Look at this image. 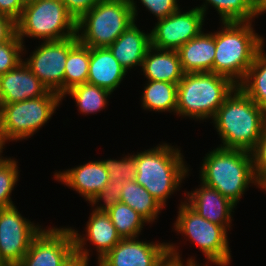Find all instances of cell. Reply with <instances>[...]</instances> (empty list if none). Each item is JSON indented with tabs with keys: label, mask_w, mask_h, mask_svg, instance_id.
<instances>
[{
	"label": "cell",
	"mask_w": 266,
	"mask_h": 266,
	"mask_svg": "<svg viewBox=\"0 0 266 266\" xmlns=\"http://www.w3.org/2000/svg\"><path fill=\"white\" fill-rule=\"evenodd\" d=\"M212 120L223 143L221 148L251 152L266 125V111L237 86Z\"/></svg>",
	"instance_id": "cell-1"
},
{
	"label": "cell",
	"mask_w": 266,
	"mask_h": 266,
	"mask_svg": "<svg viewBox=\"0 0 266 266\" xmlns=\"http://www.w3.org/2000/svg\"><path fill=\"white\" fill-rule=\"evenodd\" d=\"M222 23V30L215 32L213 73L229 78L238 86L264 47V41L254 33L252 21Z\"/></svg>",
	"instance_id": "cell-2"
},
{
	"label": "cell",
	"mask_w": 266,
	"mask_h": 266,
	"mask_svg": "<svg viewBox=\"0 0 266 266\" xmlns=\"http://www.w3.org/2000/svg\"><path fill=\"white\" fill-rule=\"evenodd\" d=\"M201 182L219 191L237 205L249 184L259 187L253 170L251 152L240 149L218 148L203 159Z\"/></svg>",
	"instance_id": "cell-3"
},
{
	"label": "cell",
	"mask_w": 266,
	"mask_h": 266,
	"mask_svg": "<svg viewBox=\"0 0 266 266\" xmlns=\"http://www.w3.org/2000/svg\"><path fill=\"white\" fill-rule=\"evenodd\" d=\"M136 158L135 182L143 186L164 208L167 198L188 176V167L178 148L163 143L141 151Z\"/></svg>",
	"instance_id": "cell-4"
},
{
	"label": "cell",
	"mask_w": 266,
	"mask_h": 266,
	"mask_svg": "<svg viewBox=\"0 0 266 266\" xmlns=\"http://www.w3.org/2000/svg\"><path fill=\"white\" fill-rule=\"evenodd\" d=\"M236 87L229 78L216 73H184L177 84L176 114L197 120L213 118Z\"/></svg>",
	"instance_id": "cell-5"
},
{
	"label": "cell",
	"mask_w": 266,
	"mask_h": 266,
	"mask_svg": "<svg viewBox=\"0 0 266 266\" xmlns=\"http://www.w3.org/2000/svg\"><path fill=\"white\" fill-rule=\"evenodd\" d=\"M137 15L134 0H101L76 22V36L90 48L109 47Z\"/></svg>",
	"instance_id": "cell-6"
},
{
	"label": "cell",
	"mask_w": 266,
	"mask_h": 266,
	"mask_svg": "<svg viewBox=\"0 0 266 266\" xmlns=\"http://www.w3.org/2000/svg\"><path fill=\"white\" fill-rule=\"evenodd\" d=\"M17 36L57 41L76 36V20L61 0H27L16 21Z\"/></svg>",
	"instance_id": "cell-7"
},
{
	"label": "cell",
	"mask_w": 266,
	"mask_h": 266,
	"mask_svg": "<svg viewBox=\"0 0 266 266\" xmlns=\"http://www.w3.org/2000/svg\"><path fill=\"white\" fill-rule=\"evenodd\" d=\"M62 99L58 93L48 91L42 97L0 104V129L7 140H22L33 136L51 119Z\"/></svg>",
	"instance_id": "cell-8"
},
{
	"label": "cell",
	"mask_w": 266,
	"mask_h": 266,
	"mask_svg": "<svg viewBox=\"0 0 266 266\" xmlns=\"http://www.w3.org/2000/svg\"><path fill=\"white\" fill-rule=\"evenodd\" d=\"M178 213L175 231L188 236L211 263L228 266L231 260L228 229L201 217L185 200L181 202Z\"/></svg>",
	"instance_id": "cell-9"
},
{
	"label": "cell",
	"mask_w": 266,
	"mask_h": 266,
	"mask_svg": "<svg viewBox=\"0 0 266 266\" xmlns=\"http://www.w3.org/2000/svg\"><path fill=\"white\" fill-rule=\"evenodd\" d=\"M41 230L16 206L0 208V266H17Z\"/></svg>",
	"instance_id": "cell-10"
},
{
	"label": "cell",
	"mask_w": 266,
	"mask_h": 266,
	"mask_svg": "<svg viewBox=\"0 0 266 266\" xmlns=\"http://www.w3.org/2000/svg\"><path fill=\"white\" fill-rule=\"evenodd\" d=\"M76 262L70 228L41 230L17 266H72Z\"/></svg>",
	"instance_id": "cell-11"
},
{
	"label": "cell",
	"mask_w": 266,
	"mask_h": 266,
	"mask_svg": "<svg viewBox=\"0 0 266 266\" xmlns=\"http://www.w3.org/2000/svg\"><path fill=\"white\" fill-rule=\"evenodd\" d=\"M77 42V36L57 41H44L24 63L49 91L63 96L67 56Z\"/></svg>",
	"instance_id": "cell-12"
},
{
	"label": "cell",
	"mask_w": 266,
	"mask_h": 266,
	"mask_svg": "<svg viewBox=\"0 0 266 266\" xmlns=\"http://www.w3.org/2000/svg\"><path fill=\"white\" fill-rule=\"evenodd\" d=\"M204 14L197 7L182 12L180 8L159 19L150 32L151 46L160 50H178L202 32Z\"/></svg>",
	"instance_id": "cell-13"
},
{
	"label": "cell",
	"mask_w": 266,
	"mask_h": 266,
	"mask_svg": "<svg viewBox=\"0 0 266 266\" xmlns=\"http://www.w3.org/2000/svg\"><path fill=\"white\" fill-rule=\"evenodd\" d=\"M137 239H121L98 261V266H156L168 253V243H146Z\"/></svg>",
	"instance_id": "cell-14"
},
{
	"label": "cell",
	"mask_w": 266,
	"mask_h": 266,
	"mask_svg": "<svg viewBox=\"0 0 266 266\" xmlns=\"http://www.w3.org/2000/svg\"><path fill=\"white\" fill-rule=\"evenodd\" d=\"M86 226L87 234L85 237L79 235L75 229L70 228L74 237L76 261L89 263L88 257L90 254L84 248L87 240L96 246V250L99 253L98 261L121 241V237L118 235L116 227L107 212L93 210Z\"/></svg>",
	"instance_id": "cell-15"
},
{
	"label": "cell",
	"mask_w": 266,
	"mask_h": 266,
	"mask_svg": "<svg viewBox=\"0 0 266 266\" xmlns=\"http://www.w3.org/2000/svg\"><path fill=\"white\" fill-rule=\"evenodd\" d=\"M48 91L24 61L0 75V104L42 97Z\"/></svg>",
	"instance_id": "cell-16"
},
{
	"label": "cell",
	"mask_w": 266,
	"mask_h": 266,
	"mask_svg": "<svg viewBox=\"0 0 266 266\" xmlns=\"http://www.w3.org/2000/svg\"><path fill=\"white\" fill-rule=\"evenodd\" d=\"M54 176L56 180L73 188L89 202L110 181L108 172L101 161H89V163L76 168L74 167L64 172H56Z\"/></svg>",
	"instance_id": "cell-17"
},
{
	"label": "cell",
	"mask_w": 266,
	"mask_h": 266,
	"mask_svg": "<svg viewBox=\"0 0 266 266\" xmlns=\"http://www.w3.org/2000/svg\"><path fill=\"white\" fill-rule=\"evenodd\" d=\"M200 186L199 189L187 193L188 198L185 202L204 219L227 229L230 228L231 212L236 205L216 189L202 182Z\"/></svg>",
	"instance_id": "cell-18"
},
{
	"label": "cell",
	"mask_w": 266,
	"mask_h": 266,
	"mask_svg": "<svg viewBox=\"0 0 266 266\" xmlns=\"http://www.w3.org/2000/svg\"><path fill=\"white\" fill-rule=\"evenodd\" d=\"M150 47V33L141 31L134 22L108 48L127 71L134 66H142Z\"/></svg>",
	"instance_id": "cell-19"
},
{
	"label": "cell",
	"mask_w": 266,
	"mask_h": 266,
	"mask_svg": "<svg viewBox=\"0 0 266 266\" xmlns=\"http://www.w3.org/2000/svg\"><path fill=\"white\" fill-rule=\"evenodd\" d=\"M215 33L201 32L183 44L177 51L184 73H213Z\"/></svg>",
	"instance_id": "cell-20"
},
{
	"label": "cell",
	"mask_w": 266,
	"mask_h": 266,
	"mask_svg": "<svg viewBox=\"0 0 266 266\" xmlns=\"http://www.w3.org/2000/svg\"><path fill=\"white\" fill-rule=\"evenodd\" d=\"M108 47L90 48V63L87 83L113 92L126 75Z\"/></svg>",
	"instance_id": "cell-21"
},
{
	"label": "cell",
	"mask_w": 266,
	"mask_h": 266,
	"mask_svg": "<svg viewBox=\"0 0 266 266\" xmlns=\"http://www.w3.org/2000/svg\"><path fill=\"white\" fill-rule=\"evenodd\" d=\"M141 71L148 80L175 84L184 75L177 50H160L152 46L147 50Z\"/></svg>",
	"instance_id": "cell-22"
},
{
	"label": "cell",
	"mask_w": 266,
	"mask_h": 266,
	"mask_svg": "<svg viewBox=\"0 0 266 266\" xmlns=\"http://www.w3.org/2000/svg\"><path fill=\"white\" fill-rule=\"evenodd\" d=\"M120 202L141 215L148 223L153 222L162 210L161 204L135 180L124 181Z\"/></svg>",
	"instance_id": "cell-23"
},
{
	"label": "cell",
	"mask_w": 266,
	"mask_h": 266,
	"mask_svg": "<svg viewBox=\"0 0 266 266\" xmlns=\"http://www.w3.org/2000/svg\"><path fill=\"white\" fill-rule=\"evenodd\" d=\"M147 82L141 99L143 109L176 113L177 84L151 80Z\"/></svg>",
	"instance_id": "cell-24"
},
{
	"label": "cell",
	"mask_w": 266,
	"mask_h": 266,
	"mask_svg": "<svg viewBox=\"0 0 266 266\" xmlns=\"http://www.w3.org/2000/svg\"><path fill=\"white\" fill-rule=\"evenodd\" d=\"M238 87L266 111V54L262 48Z\"/></svg>",
	"instance_id": "cell-25"
},
{
	"label": "cell",
	"mask_w": 266,
	"mask_h": 266,
	"mask_svg": "<svg viewBox=\"0 0 266 266\" xmlns=\"http://www.w3.org/2000/svg\"><path fill=\"white\" fill-rule=\"evenodd\" d=\"M90 47L79 41L69 50L64 71V93L70 88L87 83Z\"/></svg>",
	"instance_id": "cell-26"
},
{
	"label": "cell",
	"mask_w": 266,
	"mask_h": 266,
	"mask_svg": "<svg viewBox=\"0 0 266 266\" xmlns=\"http://www.w3.org/2000/svg\"><path fill=\"white\" fill-rule=\"evenodd\" d=\"M68 94L74 98L82 114H93L107 106V97L112 93L96 85L83 83L70 88L62 98Z\"/></svg>",
	"instance_id": "cell-27"
},
{
	"label": "cell",
	"mask_w": 266,
	"mask_h": 266,
	"mask_svg": "<svg viewBox=\"0 0 266 266\" xmlns=\"http://www.w3.org/2000/svg\"><path fill=\"white\" fill-rule=\"evenodd\" d=\"M107 213L121 239L138 237L144 223H148L135 210L122 202L116 203Z\"/></svg>",
	"instance_id": "cell-28"
},
{
	"label": "cell",
	"mask_w": 266,
	"mask_h": 266,
	"mask_svg": "<svg viewBox=\"0 0 266 266\" xmlns=\"http://www.w3.org/2000/svg\"><path fill=\"white\" fill-rule=\"evenodd\" d=\"M205 3L197 8L205 16L206 6L211 5L217 10L222 22L253 21L259 15L249 0H206Z\"/></svg>",
	"instance_id": "cell-29"
},
{
	"label": "cell",
	"mask_w": 266,
	"mask_h": 266,
	"mask_svg": "<svg viewBox=\"0 0 266 266\" xmlns=\"http://www.w3.org/2000/svg\"><path fill=\"white\" fill-rule=\"evenodd\" d=\"M17 162L11 158L0 163V208L13 206L11 192L18 181Z\"/></svg>",
	"instance_id": "cell-30"
},
{
	"label": "cell",
	"mask_w": 266,
	"mask_h": 266,
	"mask_svg": "<svg viewBox=\"0 0 266 266\" xmlns=\"http://www.w3.org/2000/svg\"><path fill=\"white\" fill-rule=\"evenodd\" d=\"M128 157V158H127ZM109 180L112 181H132L136 176V158L134 155L123 157L120 160H101Z\"/></svg>",
	"instance_id": "cell-31"
},
{
	"label": "cell",
	"mask_w": 266,
	"mask_h": 266,
	"mask_svg": "<svg viewBox=\"0 0 266 266\" xmlns=\"http://www.w3.org/2000/svg\"><path fill=\"white\" fill-rule=\"evenodd\" d=\"M24 45L16 35L12 40L0 43V75L16 68L21 62Z\"/></svg>",
	"instance_id": "cell-32"
},
{
	"label": "cell",
	"mask_w": 266,
	"mask_h": 266,
	"mask_svg": "<svg viewBox=\"0 0 266 266\" xmlns=\"http://www.w3.org/2000/svg\"><path fill=\"white\" fill-rule=\"evenodd\" d=\"M123 183V181L118 182L110 180L106 187L91 199L90 203L92 205L97 204L99 202L98 200H103L104 202V204H102L103 206H97L94 210L98 212H107L116 203L120 202Z\"/></svg>",
	"instance_id": "cell-33"
},
{
	"label": "cell",
	"mask_w": 266,
	"mask_h": 266,
	"mask_svg": "<svg viewBox=\"0 0 266 266\" xmlns=\"http://www.w3.org/2000/svg\"><path fill=\"white\" fill-rule=\"evenodd\" d=\"M253 170L260 183L266 177V125L255 148L251 151Z\"/></svg>",
	"instance_id": "cell-34"
},
{
	"label": "cell",
	"mask_w": 266,
	"mask_h": 266,
	"mask_svg": "<svg viewBox=\"0 0 266 266\" xmlns=\"http://www.w3.org/2000/svg\"><path fill=\"white\" fill-rule=\"evenodd\" d=\"M157 20L166 18L179 9L177 0H140Z\"/></svg>",
	"instance_id": "cell-35"
},
{
	"label": "cell",
	"mask_w": 266,
	"mask_h": 266,
	"mask_svg": "<svg viewBox=\"0 0 266 266\" xmlns=\"http://www.w3.org/2000/svg\"><path fill=\"white\" fill-rule=\"evenodd\" d=\"M76 22L101 0H61Z\"/></svg>",
	"instance_id": "cell-36"
},
{
	"label": "cell",
	"mask_w": 266,
	"mask_h": 266,
	"mask_svg": "<svg viewBox=\"0 0 266 266\" xmlns=\"http://www.w3.org/2000/svg\"><path fill=\"white\" fill-rule=\"evenodd\" d=\"M175 245L168 243V253L156 266H184ZM185 266H199L192 258L188 259ZM204 266H207L204 265Z\"/></svg>",
	"instance_id": "cell-37"
},
{
	"label": "cell",
	"mask_w": 266,
	"mask_h": 266,
	"mask_svg": "<svg viewBox=\"0 0 266 266\" xmlns=\"http://www.w3.org/2000/svg\"><path fill=\"white\" fill-rule=\"evenodd\" d=\"M27 3V0H0V13L17 21Z\"/></svg>",
	"instance_id": "cell-38"
},
{
	"label": "cell",
	"mask_w": 266,
	"mask_h": 266,
	"mask_svg": "<svg viewBox=\"0 0 266 266\" xmlns=\"http://www.w3.org/2000/svg\"><path fill=\"white\" fill-rule=\"evenodd\" d=\"M17 35L16 21L0 13V43L12 40Z\"/></svg>",
	"instance_id": "cell-39"
},
{
	"label": "cell",
	"mask_w": 266,
	"mask_h": 266,
	"mask_svg": "<svg viewBox=\"0 0 266 266\" xmlns=\"http://www.w3.org/2000/svg\"><path fill=\"white\" fill-rule=\"evenodd\" d=\"M249 2L258 13L266 7V0H249Z\"/></svg>",
	"instance_id": "cell-40"
},
{
	"label": "cell",
	"mask_w": 266,
	"mask_h": 266,
	"mask_svg": "<svg viewBox=\"0 0 266 266\" xmlns=\"http://www.w3.org/2000/svg\"><path fill=\"white\" fill-rule=\"evenodd\" d=\"M8 140L6 139V137H5V135H4V133H3V131L0 129V163L1 162H4V161H6L8 158H3L2 156H1V153H3L2 151H3V147L5 146V142H7Z\"/></svg>",
	"instance_id": "cell-41"
},
{
	"label": "cell",
	"mask_w": 266,
	"mask_h": 266,
	"mask_svg": "<svg viewBox=\"0 0 266 266\" xmlns=\"http://www.w3.org/2000/svg\"><path fill=\"white\" fill-rule=\"evenodd\" d=\"M260 187L266 191V177L259 183Z\"/></svg>",
	"instance_id": "cell-42"
},
{
	"label": "cell",
	"mask_w": 266,
	"mask_h": 266,
	"mask_svg": "<svg viewBox=\"0 0 266 266\" xmlns=\"http://www.w3.org/2000/svg\"><path fill=\"white\" fill-rule=\"evenodd\" d=\"M266 12V7L259 13V15H261L262 13Z\"/></svg>",
	"instance_id": "cell-43"
}]
</instances>
